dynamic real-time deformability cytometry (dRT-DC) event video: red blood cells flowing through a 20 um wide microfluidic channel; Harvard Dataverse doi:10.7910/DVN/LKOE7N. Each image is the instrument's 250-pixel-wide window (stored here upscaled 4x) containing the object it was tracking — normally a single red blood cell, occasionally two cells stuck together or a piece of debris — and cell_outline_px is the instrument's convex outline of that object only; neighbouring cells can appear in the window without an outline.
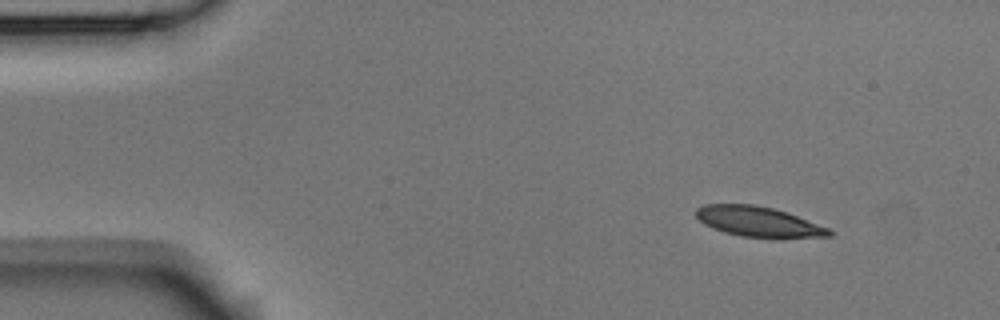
{"species": "Egyptian fruit bat (a non-hibernating species)", "species_latin": "Rousettus aegyptiacus", "temperature_condition": "room temperature", "stored_images_in_passage": 12, "camera_frame_rate_fps": 3000, "um_per_image_px": 0.085, "animal": {"sex": "male"}, "frame": {"image": 1, "passage_image": 1, "time_ms": 0.0, "image_size_px": [1000, 320], "cell_outline_px": [[836, 232], [832, 236], [780, 240], [772, 240], [740, 236], [724, 232], [712, 228], [704, 224], [696, 216], [696, 208], [704, 204], [756, 204], [788, 212], [828, 228]], "centroid_in_image_um": [64.54, 18.89], "position_along_channel_um": 20.5, "area_um2": 24.33}}
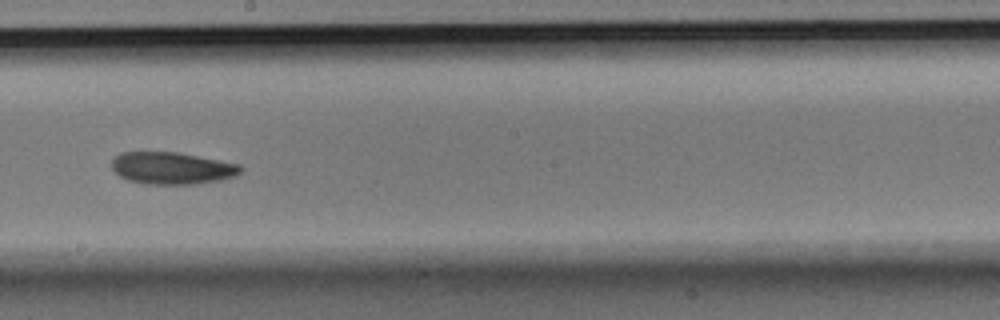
{"frame": {"image": 2, "passage_image": 7, "time_ms": 2.0, "image_size_px": [1000, 320], "cell_outline_px": [[244, 168], [236, 176], [220, 180], [196, 184], [148, 184], [128, 180], [120, 176], [112, 168], [112, 160], [120, 152], [176, 152], [240, 164]], "centroid_in_image_um": [14.64, 14.29], "position_along_channel_um": 233.6, "area_um2": 24.04}}
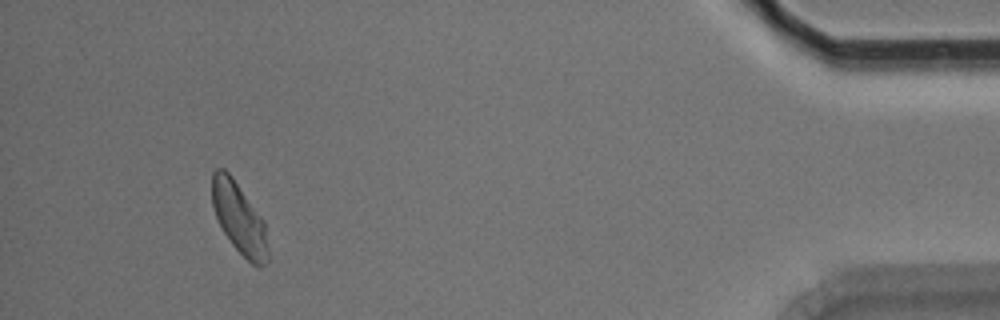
{"frame": {"image": 3, "passage_image": 12, "time_ms": 3.667, "image_size_px": [1000, 320], "cell_outline_px": [[268, 260], [260, 268], [256, 268], [232, 244], [224, 232], [216, 216], [212, 204], [212, 172], [216, 168], [224, 168], [232, 176], [264, 220], [268, 248]], "centroid_in_image_um": [20.33, 18.55], "position_along_channel_um": 414.9, "area_um2": 23.06}}